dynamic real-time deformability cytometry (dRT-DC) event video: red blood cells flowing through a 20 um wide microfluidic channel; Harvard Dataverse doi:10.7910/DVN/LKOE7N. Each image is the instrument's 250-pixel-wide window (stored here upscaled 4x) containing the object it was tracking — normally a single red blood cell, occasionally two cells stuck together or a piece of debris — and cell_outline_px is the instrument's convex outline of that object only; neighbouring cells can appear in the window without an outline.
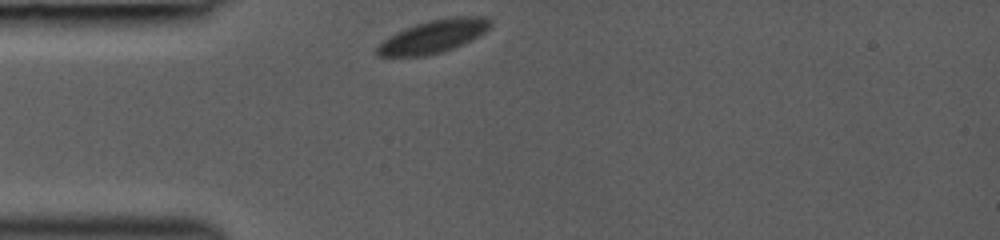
{"species": "common noctule bat (a hibernating species)", "species_latin": "Nyctalus noctula", "temperature_condition": "room temperature", "stored_images_in_passage": 5, "camera_frame_rate_fps": 3000, "um_per_image_px": 0.085, "animal": {"sex": "female", "body_mass_g": 19.0, "forearm_length_mm": 53.3}, "frame": {"image": 1, "passage_image": 1, "time_ms": 0.0, "image_size_px": [1000, 240], "cell_outline_px": [[492, 24], [480, 36], [472, 40], [452, 48], [440, 52], [424, 56], [376, 56], [376, 48], [388, 36], [404, 28], [416, 24], [432, 20], [452, 16], [488, 16], [492, 20]], "centroid_in_image_um": [36.87, 3.08], "position_along_channel_um": 48.1, "area_um2": 21.73}}
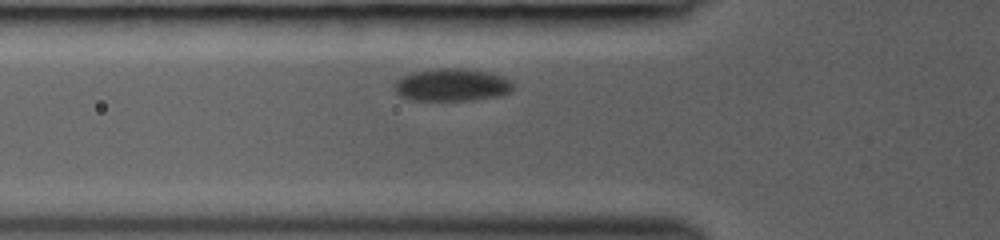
{"frame": {"image": 2, "passage_image": 3, "time_ms": 1.333, "image_size_px": [1000, 240], "cell_outline_px": [[516, 84], [512, 92], [500, 96], [472, 100], [408, 100], [400, 96], [396, 92], [392, 84], [396, 80], [412, 72], [440, 68], [460, 68], [488, 72], [504, 76], [512, 80]], "centroid_in_image_um": [38.45, 7.22], "position_along_channel_um": 87.3, "area_um2": 22.95}}
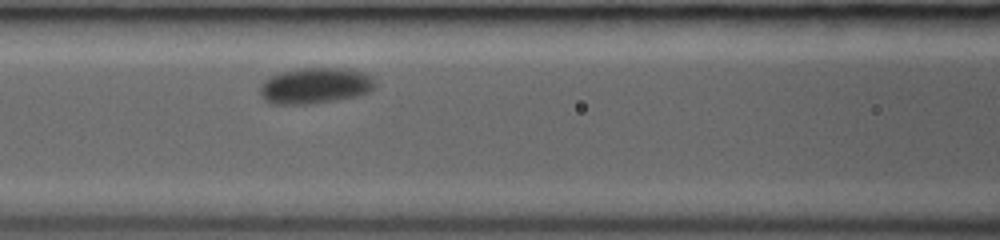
{"frame": {"image": 3, "passage_image": 5, "time_ms": 2.667, "image_size_px": [1000, 240], "cell_outline_px": [[376, 84], [368, 92], [356, 96], [336, 100], [308, 104], [268, 104], [260, 96], [260, 88], [264, 80], [280, 72], [296, 68], [348, 68], [372, 76]], "centroid_in_image_um": [26.75, 7.28], "position_along_channel_um": 139.8, "area_um2": 24.22}}